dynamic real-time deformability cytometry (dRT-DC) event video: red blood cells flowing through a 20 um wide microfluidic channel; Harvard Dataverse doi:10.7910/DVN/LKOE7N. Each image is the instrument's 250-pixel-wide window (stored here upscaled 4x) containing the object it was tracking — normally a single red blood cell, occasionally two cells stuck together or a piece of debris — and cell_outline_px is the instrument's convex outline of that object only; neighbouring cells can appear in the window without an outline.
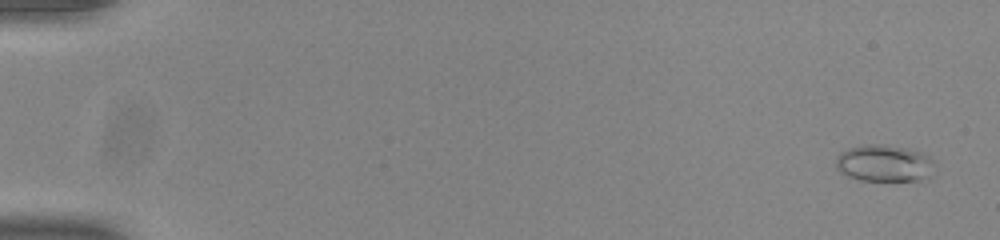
{"species": "common noctule bat (a hibernating species)", "species_latin": "Nyctalus noctula", "temperature_condition": "room temperature", "stored_images_in_passage": 53, "camera_frame_rate_fps": 3000, "um_per_image_px": 0.085, "animal": {"sex": "male", "body_mass_g": 20.0, "forearm_length_mm": 53.3}, "frame": {"image": 1, "passage_image": 1, "time_ms": 0.0, "image_size_px": [1000, 240], "cell_outline_px": [[932, 176], [920, 180], [860, 180], [848, 176], [840, 172], [836, 168], [836, 156], [840, 152], [848, 148], [864, 144], [884, 144], [904, 148], [920, 152], [928, 156], [932, 160]], "centroid_in_image_um": [75.12, 13.87], "position_along_channel_um": 9.9, "area_um2": 21.15}}
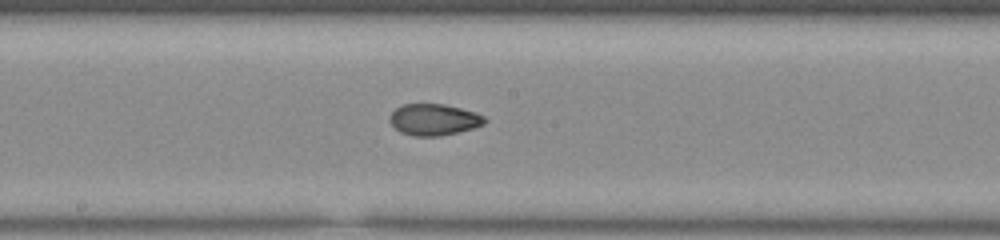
{"frame": {"image": 2, "passage_image": 29, "time_ms": 9.333, "image_size_px": [1000, 240], "cell_outline_px": [[488, 120], [484, 124], [472, 128], [440, 136], [412, 136], [400, 132], [388, 120], [388, 116], [396, 108], [404, 104], [444, 104], [476, 112], [484, 116]], "centroid_in_image_um": [36.87, 10.16], "position_along_channel_um": 211.3, "area_um2": 17.4}}
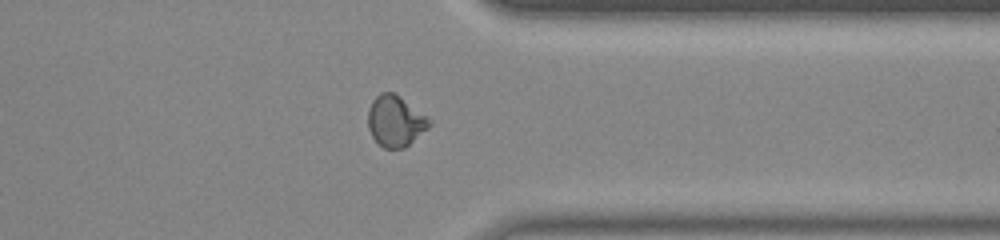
{"frame": {"image": 3, "passage_image": 42, "time_ms": 13.667, "image_size_px": [1000, 240], "cell_outline_px": [[432, 124], [428, 128], [404, 148], [384, 148], [372, 136], [368, 128], [368, 108], [372, 100], [380, 92], [392, 92], [400, 96], [432, 120]], "centroid_in_image_um": [33.6, 10.27], "position_along_channel_um": 377.8, "area_um2": 18.15}, "authors_computed_cell_mechanics": {"area_um2": 18.0336, "velocity_mm_per_s": 3.9041, "shape_relaxation_time_tau1_ms": 10.6414, "shape_relaxation_time_tau2_ms": 2.6044, "deformation_change_tau1": 0.2377, "deformation_change_tau2": 0.0642}}